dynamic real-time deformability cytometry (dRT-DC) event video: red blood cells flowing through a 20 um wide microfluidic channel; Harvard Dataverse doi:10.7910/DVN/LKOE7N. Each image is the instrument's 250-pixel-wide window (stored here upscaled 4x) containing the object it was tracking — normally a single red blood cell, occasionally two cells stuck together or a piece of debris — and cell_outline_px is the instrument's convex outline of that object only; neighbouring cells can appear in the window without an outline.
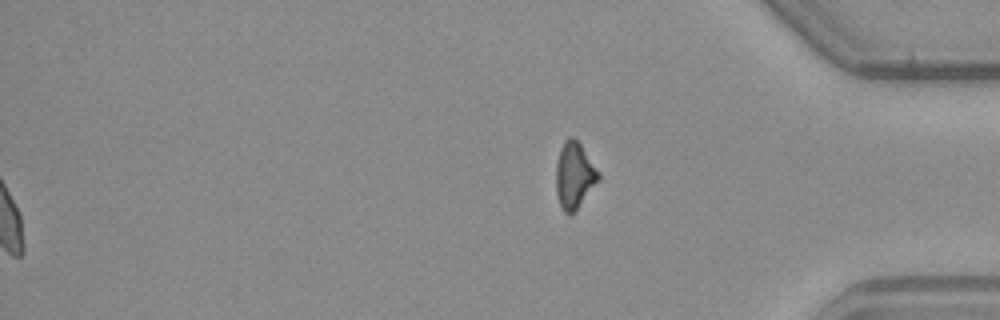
{"species": "common noctule bat (a hibernating species)", "species_latin": "Nyctalus noctula", "temperature_condition": "warm", "stored_images_in_passage": 46, "segment_of_instrument_passage": [2, 2], "camera_frame_rate_fps": 3000, "um_per_image_px": 0.085, "animal": {"sex": "male", "body_mass_g": 23.1, "forearm_length_mm": 52.7}, "frame": {"image": 1, "passage_image": 46, "time_ms": 15.0, "image_size_px": [1000, 320], "cell_outline_px": [[600, 180], [576, 208], [568, 216], [564, 212], [560, 204], [556, 192], [556, 164], [560, 148], [564, 140], [568, 136], [572, 136], [580, 144], [600, 172]], "centroid_in_image_um": [48.82, 14.87], "position_along_channel_um": 386.4, "area_um2": 16.3}}